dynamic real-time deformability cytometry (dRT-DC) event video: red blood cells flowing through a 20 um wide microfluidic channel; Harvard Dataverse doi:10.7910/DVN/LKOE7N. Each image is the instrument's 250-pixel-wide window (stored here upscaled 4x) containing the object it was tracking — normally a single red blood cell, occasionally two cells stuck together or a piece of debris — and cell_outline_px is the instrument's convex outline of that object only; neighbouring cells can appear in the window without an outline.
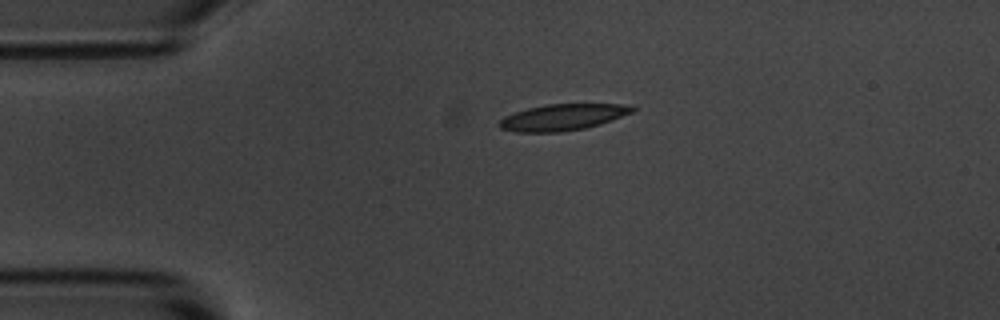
{"species": "common noctule bat (a hibernating species)", "species_latin": "Nyctalus noctula", "temperature_condition": "room temperature", "stored_images_in_passage": 44, "camera_frame_rate_fps": 3000, "um_per_image_px": 0.085, "animal": {"sex": "male", "body_mass_g": 20.1, "forearm_length_mm": 53.5}, "frame": {"image": 1, "passage_image": 1, "time_ms": 0.0, "image_size_px": [1000, 320], "cell_outline_px": [[636, 108], [632, 112], [600, 124], [584, 128], [560, 132], [516, 132], [500, 128], [500, 120], [504, 116], [528, 108], [548, 104], [624, 104]], "centroid_in_image_um": [47.81, 9.96], "position_along_channel_um": 37.2, "area_um2": 20.11}}
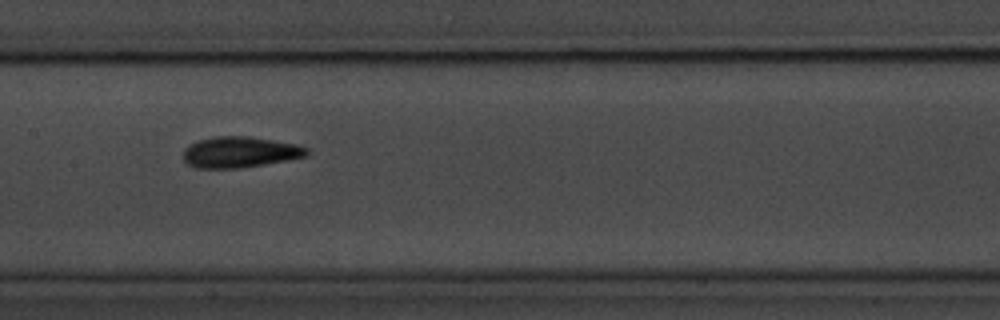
{"frame": {"image": 2, "passage_image": 16, "time_ms": 5.0, "image_size_px": [1000, 320], "cell_outline_px": [[308, 156], [288, 160], [240, 168], [196, 168], [188, 164], [184, 160], [184, 148], [188, 144], [200, 140], [216, 136], [248, 136], [296, 144], [308, 148]], "centroid_in_image_um": [20.39, 12.93], "position_along_channel_um": 187.0, "area_um2": 22.25}}
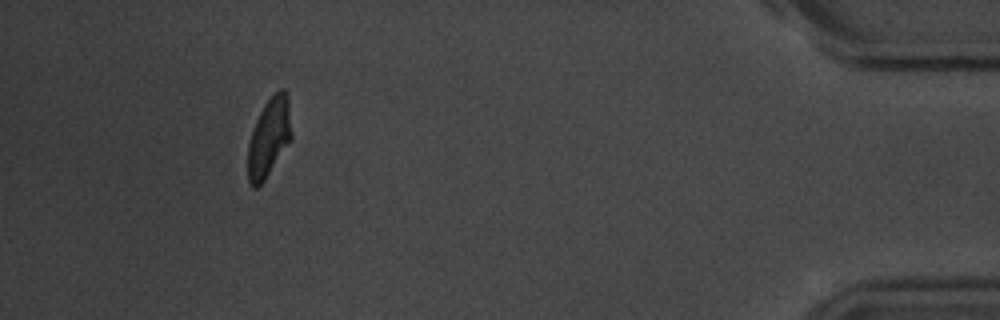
{"frame": {"image": 3, "passage_image": 40, "time_ms": 13.0, "image_size_px": [1000, 320], "cell_outline_px": [[292, 140], [264, 180], [256, 188], [252, 188], [248, 184], [248, 144], [256, 120], [264, 104], [280, 88], [284, 88], [288, 96], [292, 132]], "centroid_in_image_um": [22.88, 11.69], "position_along_channel_um": 412.3, "area_um2": 20.11}, "authors_computed_cell_mechanics": {"area_um2": 21.1548, "velocity_mm_per_s": 3.5997, "shape_relaxation_time_tau1_ms": 3.0136, "shape_relaxation_time_tau2_ms": 1.9749, "deformation_change_tau1": 0.1355, "deformation_change_tau2": 0.092}}